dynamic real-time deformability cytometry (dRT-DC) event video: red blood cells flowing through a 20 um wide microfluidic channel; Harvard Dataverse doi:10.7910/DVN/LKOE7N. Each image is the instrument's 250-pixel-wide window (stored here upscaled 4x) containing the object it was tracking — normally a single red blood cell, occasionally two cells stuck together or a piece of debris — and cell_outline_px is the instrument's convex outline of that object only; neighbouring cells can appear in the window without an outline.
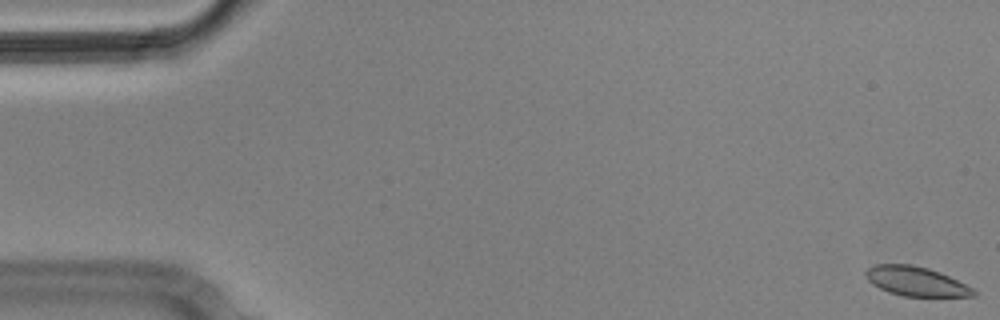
{"species": "Egyptian fruit bat (a non-hibernating species)", "species_latin": "Rousettus aegyptiacus", "temperature_condition": "cold", "stored_images_in_passage": 7, "camera_frame_rate_fps": 3000, "um_per_image_px": 0.085, "animal": {"sex": "male"}, "frame": {"image": 1, "passage_image": 1, "time_ms": 0.0, "image_size_px": [1000, 320], "cell_outline_px": [[976, 296], [904, 296], [888, 292], [872, 284], [864, 276], [864, 272], [868, 268], [876, 264], [912, 264], [928, 268], [940, 272], [972, 288], [976, 292]], "centroid_in_image_um": [77.81, 23.9], "position_along_channel_um": 7.2, "area_um2": 18.32}}
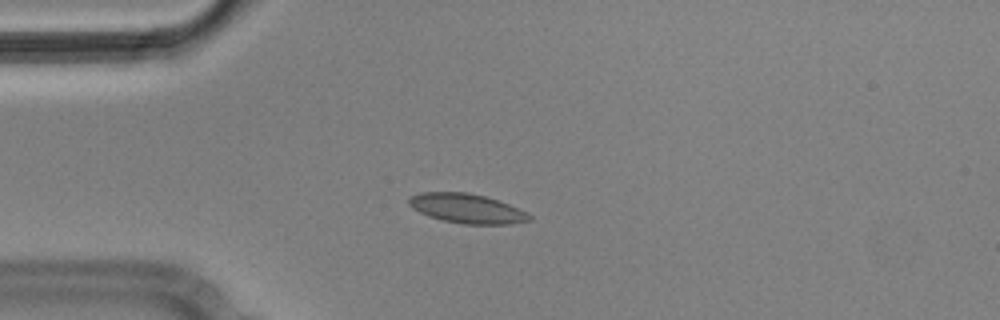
{"frame": {"image": 2, "passage_image": 5, "time_ms": 1.333, "image_size_px": [1000, 320], "cell_outline_px": [[532, 220], [508, 224], [464, 224], [444, 220], [428, 216], [412, 208], [408, 204], [408, 200], [412, 196], [420, 192], [468, 192], [484, 196], [508, 204], [528, 212], [532, 216]], "centroid_in_image_um": [39.69, 17.72], "position_along_channel_um": 45.3, "area_um2": 20.58}}